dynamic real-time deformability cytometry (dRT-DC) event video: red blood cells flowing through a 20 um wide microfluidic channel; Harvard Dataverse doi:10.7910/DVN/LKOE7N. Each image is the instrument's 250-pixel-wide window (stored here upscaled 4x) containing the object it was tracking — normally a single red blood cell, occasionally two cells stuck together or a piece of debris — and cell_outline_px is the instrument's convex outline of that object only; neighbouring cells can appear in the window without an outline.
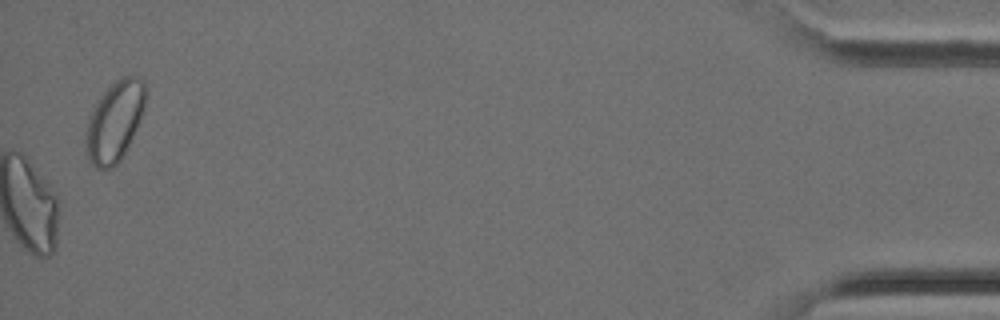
{"species": "Egyptian fruit bat (a non-hibernating species)", "species_latin": "Rousettus aegyptiacus", "temperature_condition": "cold", "stored_images_in_passage": 26, "camera_frame_rate_fps": 3000, "um_per_image_px": 0.085, "animal": {"sex": "female"}, "frame": {"image": 1, "passage_image": 26, "time_ms": 8.333, "image_size_px": [1000, 320], "cell_outline_px": [[148, 96], [132, 136], [120, 160], [112, 168], [96, 168], [88, 160], [84, 144], [88, 120], [100, 96], [120, 76], [136, 76], [144, 80], [148, 88]], "centroid_in_image_um": [9.75, 10.28], "position_along_channel_um": 425.4, "area_um2": 27.69}}